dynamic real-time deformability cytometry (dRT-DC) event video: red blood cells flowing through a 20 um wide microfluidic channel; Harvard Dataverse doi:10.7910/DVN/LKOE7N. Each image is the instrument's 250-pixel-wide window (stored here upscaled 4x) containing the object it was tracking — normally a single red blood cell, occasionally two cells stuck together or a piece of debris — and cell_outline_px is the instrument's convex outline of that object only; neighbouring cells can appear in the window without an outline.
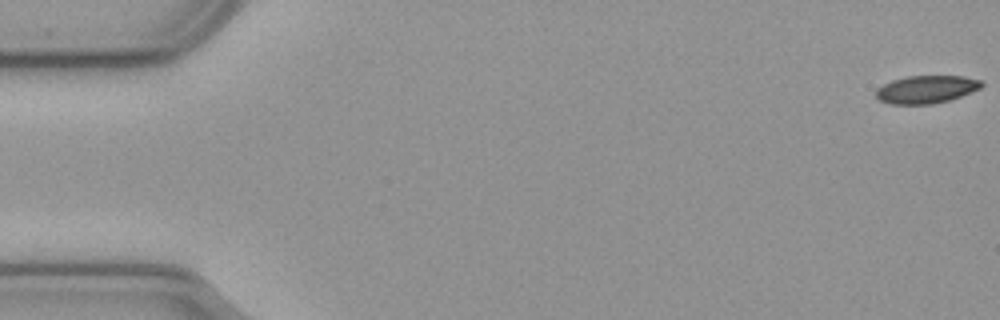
{"species": "common noctule bat (a hibernating species)", "species_latin": "Nyctalus noctula", "temperature_condition": "cold", "stored_images_in_passage": 56, "camera_frame_rate_fps": 3000, "um_per_image_px": 0.085, "animal": {"sex": "male", "body_mass_g": 23.1, "forearm_length_mm": 52.7}, "frame": {"image": 1, "passage_image": 1, "time_ms": 0.0, "image_size_px": [1000, 320], "cell_outline_px": [[984, 84], [980, 88], [960, 96], [948, 100], [932, 104], [892, 104], [880, 100], [876, 96], [876, 88], [892, 80], [908, 76], [964, 76], [980, 80]], "centroid_in_image_um": [78.72, 7.59], "position_along_channel_um": 6.3, "area_um2": 16.94}}
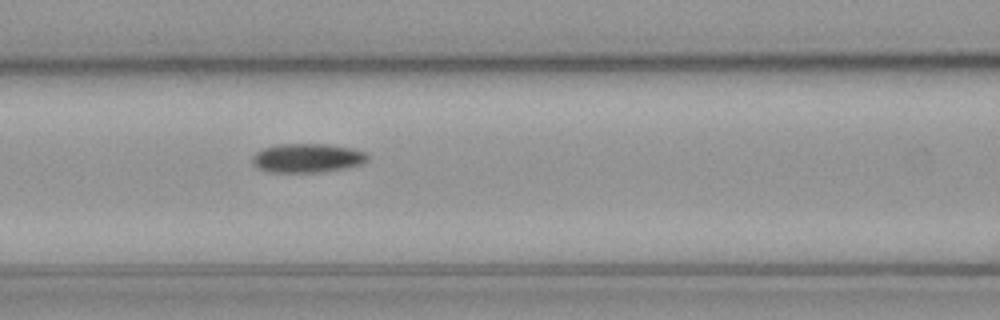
{"frame": {"image": 2, "passage_image": 24, "time_ms": 7.667, "image_size_px": [1000, 320], "cell_outline_px": [[368, 160], [360, 164], [344, 168], [324, 172], [268, 172], [256, 168], [252, 164], [252, 156], [256, 152], [264, 148], [276, 144], [328, 144], [352, 148], [364, 152], [368, 156]], "centroid_in_image_um": [26.08, 13.43], "position_along_channel_um": 140.5, "area_um2": 19.59}}
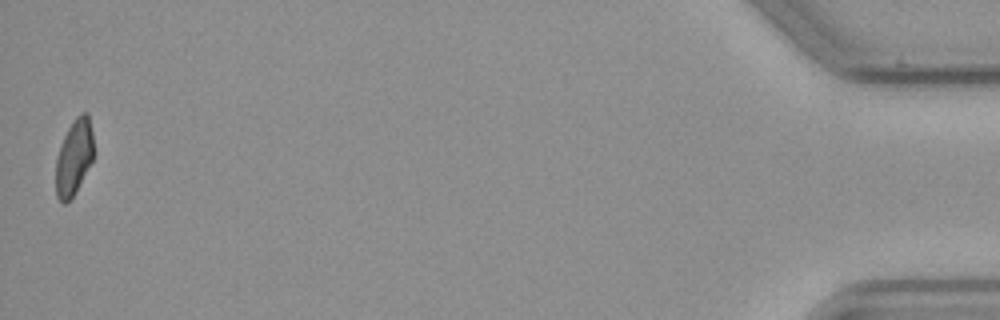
{"frame": {"image": 3, "passage_image": 56, "time_ms": 18.333, "image_size_px": [1000, 320], "cell_outline_px": [[92, 160], [72, 196], [64, 204], [56, 196], [56, 156], [64, 136], [68, 128], [76, 116], [80, 112], [88, 112], [92, 132]], "centroid_in_image_um": [6.27, 13.31], "position_along_channel_um": 428.9, "area_um2": 16.24}, "authors_computed_cell_mechanics": {"area_um2": 18.3226, "velocity_mm_per_s": 3.67, "shape_relaxation_time_tau1_ms": 5.0541, "shape_relaxation_time_tau2_ms": null, "deformation_change_tau1": 0.1216, "deformation_change_tau2": null}}